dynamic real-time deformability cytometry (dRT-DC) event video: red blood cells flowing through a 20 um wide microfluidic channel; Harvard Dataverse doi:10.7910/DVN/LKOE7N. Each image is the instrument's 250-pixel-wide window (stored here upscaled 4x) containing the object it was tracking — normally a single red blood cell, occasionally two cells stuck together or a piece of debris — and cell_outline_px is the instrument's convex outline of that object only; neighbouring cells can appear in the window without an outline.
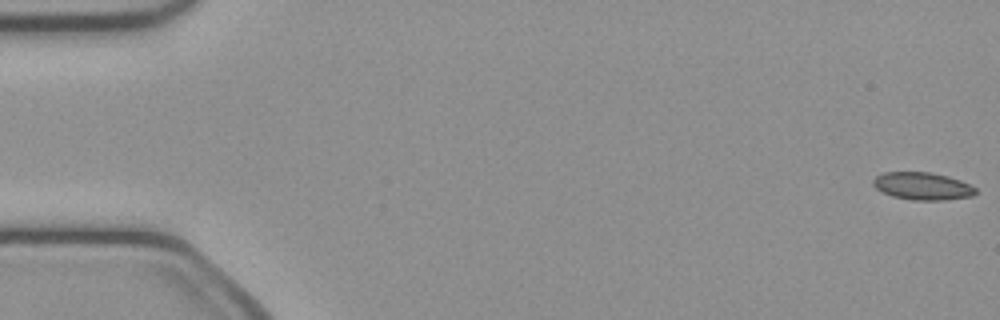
{"species": "common noctule bat (a hibernating species)", "species_latin": "Nyctalus noctula", "temperature_condition": "cold", "stored_images_in_passage": 50, "camera_frame_rate_fps": 3000, "um_per_image_px": 0.085, "animal": {"sex": "female", "body_mass_g": 21.9}, "frame": {"image": 1, "passage_image": 1, "time_ms": 0.0, "image_size_px": [1000, 320], "cell_outline_px": [[976, 192], [972, 196], [944, 200], [912, 200], [892, 196], [876, 188], [872, 184], [872, 180], [876, 176], [884, 172], [932, 172], [948, 176], [960, 180], [976, 188]], "centroid_in_image_um": [78.4, 15.81], "position_along_channel_um": 6.6, "area_um2": 16.42}}
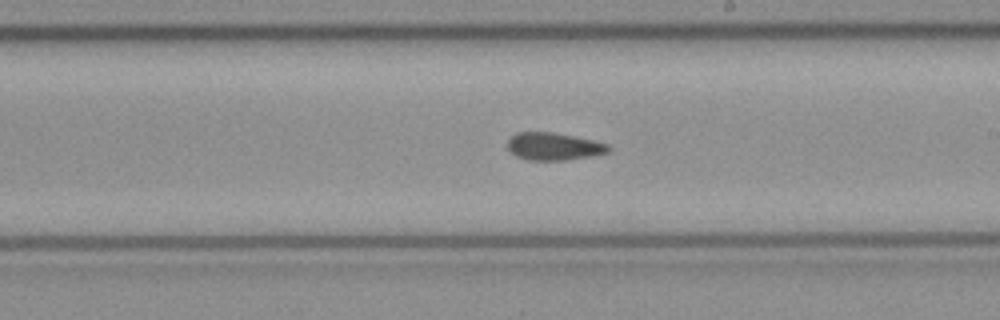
{"frame": {"image": 2, "passage_image": 29, "time_ms": 9.333, "image_size_px": [1000, 320], "cell_outline_px": [[612, 148], [608, 152], [592, 156], [564, 160], [528, 160], [516, 156], [508, 148], [508, 140], [516, 132], [552, 132], [596, 140], [608, 144]], "centroid_in_image_um": [47.1, 12.44], "position_along_channel_um": 241.9, "area_um2": 16.24}}
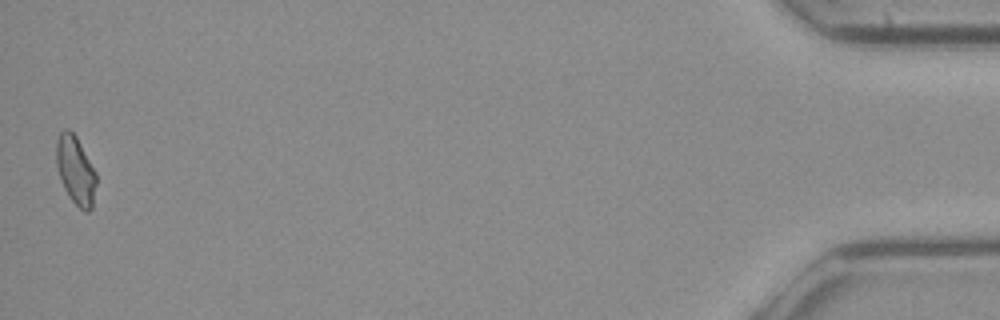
{"frame": {"image": 3, "passage_image": 50, "time_ms": 16.333, "image_size_px": [1000, 320], "cell_outline_px": [[96, 184], [92, 208], [88, 212], [84, 212], [68, 196], [64, 188], [56, 164], [56, 140], [60, 132], [64, 128], [68, 128], [76, 136], [96, 172]], "centroid_in_image_um": [6.42, 14.47], "position_along_channel_um": 428.8, "area_um2": 15.9}, "authors_computed_cell_mechanics": {"area_um2": 16.3574, "velocity_mm_per_s": 4.0895, "shape_relaxation_time_tau1_ms": null, "shape_relaxation_time_tau2_ms": 2.9977, "deformation_change_tau1": null, "deformation_change_tau2": 0.0935}}